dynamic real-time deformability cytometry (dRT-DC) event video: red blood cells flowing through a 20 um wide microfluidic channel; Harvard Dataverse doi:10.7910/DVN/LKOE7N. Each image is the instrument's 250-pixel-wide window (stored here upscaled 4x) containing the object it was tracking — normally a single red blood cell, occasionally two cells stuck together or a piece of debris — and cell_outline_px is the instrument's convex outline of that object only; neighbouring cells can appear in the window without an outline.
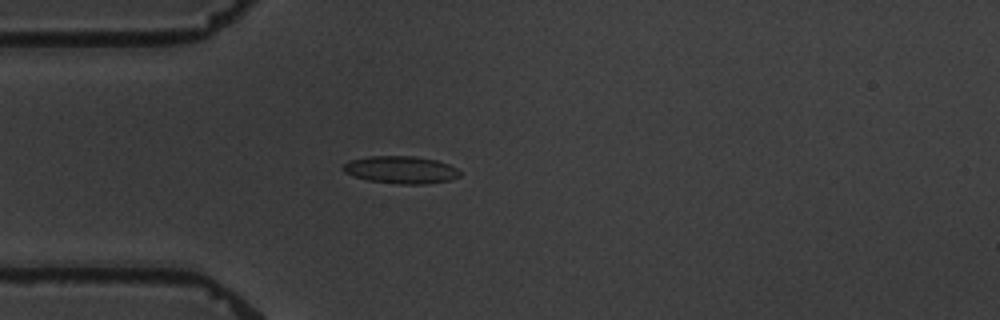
{"species": "common noctule bat (a hibernating species)", "species_latin": "Nyctalus noctula", "temperature_condition": "warm", "stored_images_in_passage": 6, "camera_frame_rate_fps": 3000, "um_per_image_px": 0.085, "animal": {"sex": "male", "body_mass_g": 19.5, "forearm_length_mm": 54.6}, "frame": {"image": 1, "passage_image": 5, "time_ms": 4.667, "image_size_px": [1000, 320], "cell_outline_px": [[460, 176], [448, 180], [428, 184], [396, 184], [368, 180], [344, 172], [340, 168], [344, 164], [352, 160], [368, 156], [416, 156], [436, 160], [448, 164], [456, 168], [460, 172]], "centroid_in_image_um": [34.08, 14.43], "position_along_channel_um": 50.9, "area_um2": 18.61}}